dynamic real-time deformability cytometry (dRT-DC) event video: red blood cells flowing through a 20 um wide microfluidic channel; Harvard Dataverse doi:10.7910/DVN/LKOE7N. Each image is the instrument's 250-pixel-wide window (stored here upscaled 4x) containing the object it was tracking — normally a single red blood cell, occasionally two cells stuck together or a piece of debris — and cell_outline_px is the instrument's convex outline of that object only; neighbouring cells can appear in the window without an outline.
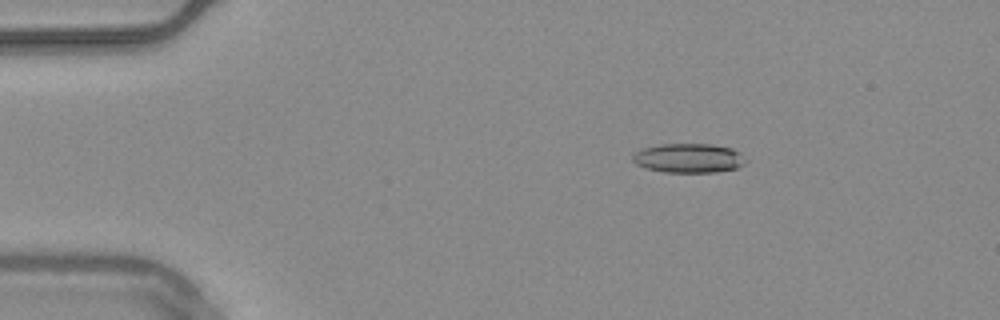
{"species": "common noctule bat (a hibernating species)", "species_latin": "Nyctalus noctula", "temperature_condition": "warm", "stored_images_in_passage": 55, "camera_frame_rate_fps": 3000, "um_per_image_px": 0.085, "animal": {"sex": "male", "body_mass_g": 20.4}, "frame": {"image": 1, "passage_image": 10, "time_ms": 3.0, "image_size_px": [1000, 320], "cell_outline_px": [[748, 160], [744, 164], [736, 168], [716, 172], [664, 172], [648, 168], [636, 164], [632, 160], [632, 156], [640, 148], [660, 144], [712, 144], [732, 148], [740, 152]], "centroid_in_image_um": [58.56, 13.43], "position_along_channel_um": 26.4, "area_um2": 19.42}}
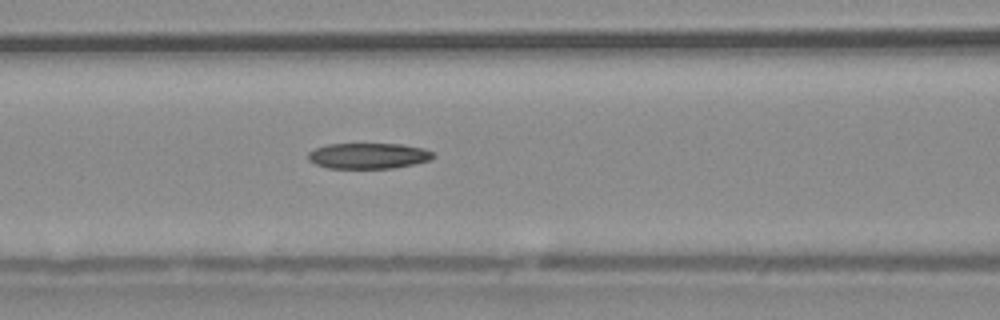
{"frame": {"image": 2, "passage_image": 24, "time_ms": 7.667, "image_size_px": [1000, 320], "cell_outline_px": [[436, 156], [432, 160], [392, 168], [328, 168], [316, 164], [308, 160], [308, 152], [316, 148], [328, 144], [400, 144], [424, 148], [436, 152]], "centroid_in_image_um": [31.36, 13.24], "position_along_channel_um": 135.2, "area_um2": 18.84}}
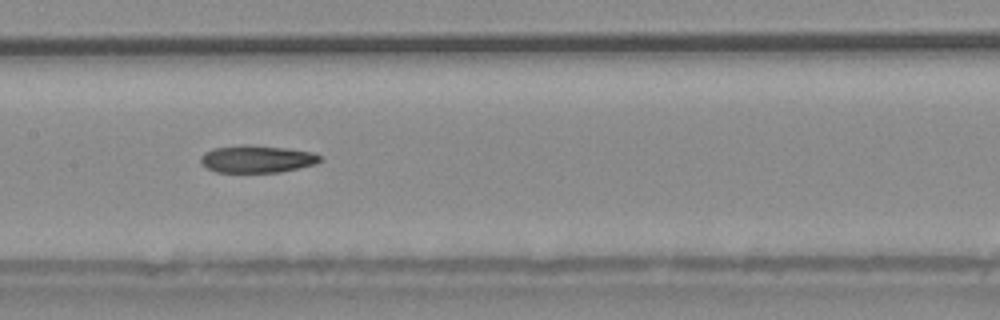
{"frame": {"image": 3, "passage_image": 28, "time_ms": 9.0, "image_size_px": [1000, 320], "cell_outline_px": [[320, 160], [316, 164], [280, 172], [216, 172], [208, 168], [200, 160], [200, 156], [204, 152], [212, 148], [244, 144], [248, 144], [288, 148], [312, 152], [320, 156]], "centroid_in_image_um": [21.82, 13.5], "position_along_channel_um": 185.6, "area_um2": 19.07}, "authors_computed_cell_mechanics": {"area_um2": 19.363, "velocity_mm_per_s": 3.7764, "shape_relaxation_time_tau1_ms": null, "shape_relaxation_time_tau2_ms": 11.1047, "deformation_change_tau1": null, "deformation_change_tau2": 0.2383}}